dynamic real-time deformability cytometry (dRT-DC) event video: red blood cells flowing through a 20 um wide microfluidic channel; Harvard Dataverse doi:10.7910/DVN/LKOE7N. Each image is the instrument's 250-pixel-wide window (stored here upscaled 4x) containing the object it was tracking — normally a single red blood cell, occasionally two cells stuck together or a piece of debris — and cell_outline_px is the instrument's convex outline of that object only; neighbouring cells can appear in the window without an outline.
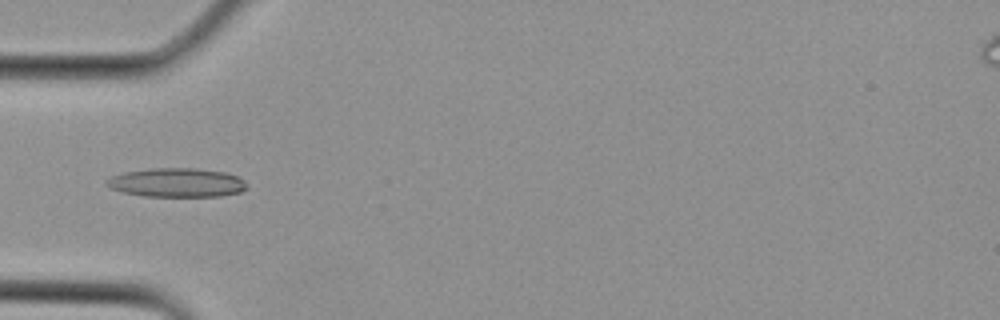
{"species": "Egyptian fruit bat (a non-hibernating species)", "species_latin": "Rousettus aegyptiacus", "temperature_condition": "cold", "stored_images_in_passage": 3, "camera_frame_rate_fps": 3000, "um_per_image_px": 0.085, "animal": {"sex": "female"}, "frame": {"image": 1, "passage_image": 3, "time_ms": 0.667, "image_size_px": [1000, 320], "cell_outline_px": [[248, 188], [240, 192], [220, 196], [144, 196], [124, 192], [112, 188], [108, 184], [108, 180], [112, 176], [124, 172], [152, 168], [196, 168], [224, 172], [236, 176], [244, 180]], "centroid_in_image_um": [15.08, 15.52], "position_along_channel_um": 69.9, "area_um2": 23.41}}